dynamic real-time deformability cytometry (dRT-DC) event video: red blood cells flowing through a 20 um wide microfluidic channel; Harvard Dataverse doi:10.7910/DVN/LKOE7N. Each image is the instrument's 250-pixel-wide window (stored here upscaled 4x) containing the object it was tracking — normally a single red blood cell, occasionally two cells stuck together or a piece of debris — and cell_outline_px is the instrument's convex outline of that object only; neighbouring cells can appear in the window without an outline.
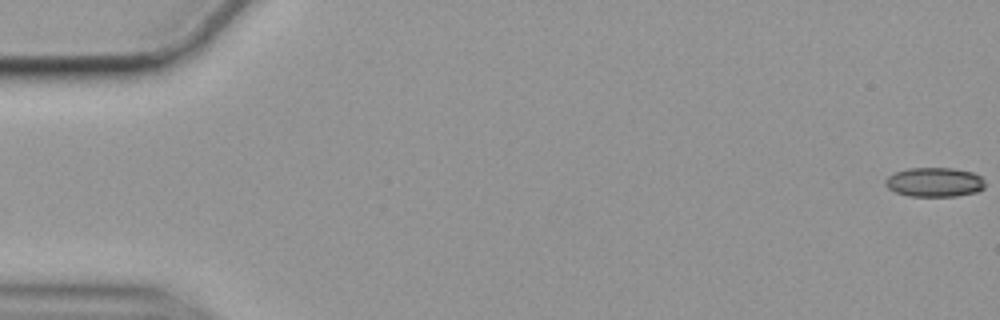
{"species": "common noctule bat (a hibernating species)", "species_latin": "Nyctalus noctula", "temperature_condition": "cold", "stored_images_in_passage": 17, "camera_frame_rate_fps": 3000, "um_per_image_px": 0.085, "animal": {"sex": "female", "body_mass_g": 19.9}, "frame": {"image": 1, "passage_image": 1, "time_ms": 0.0, "image_size_px": [1000, 320], "cell_outline_px": [[984, 188], [976, 192], [956, 196], [908, 196], [896, 192], [888, 188], [884, 184], [884, 180], [888, 176], [896, 172], [908, 168], [952, 168], [972, 172], [980, 176], [984, 180]], "centroid_in_image_um": [79.42, 15.48], "position_along_channel_um": 5.6, "area_um2": 17.05}}